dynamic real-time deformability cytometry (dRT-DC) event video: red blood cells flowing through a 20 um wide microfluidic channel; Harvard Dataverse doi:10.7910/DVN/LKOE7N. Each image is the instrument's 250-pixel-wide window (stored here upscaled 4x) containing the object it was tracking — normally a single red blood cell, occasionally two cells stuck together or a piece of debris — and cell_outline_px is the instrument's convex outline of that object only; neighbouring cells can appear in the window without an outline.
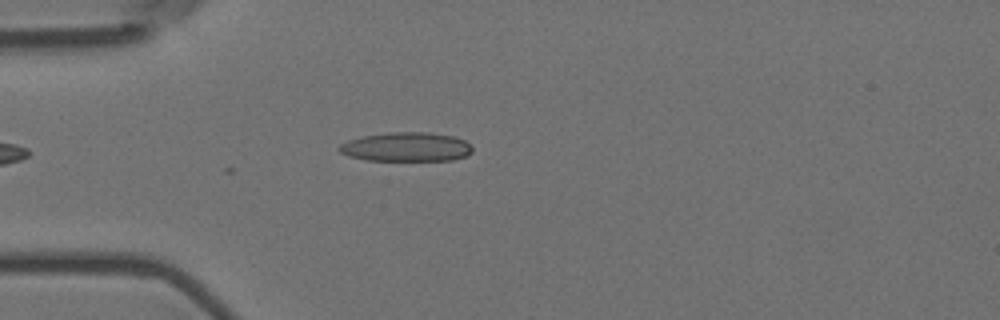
{"species": "Egyptian fruit bat (a non-hibernating species)", "species_latin": "Rousettus aegyptiacus", "temperature_condition": "room temperature", "stored_images_in_passage": 3, "camera_frame_rate_fps": 3000, "um_per_image_px": 0.085, "animal": {"sex": "female"}, "frame": {"image": 1, "passage_image": 1, "time_ms": 0.0, "image_size_px": [1000, 320], "cell_outline_px": [[472, 152], [468, 156], [452, 160], [368, 160], [348, 156], [340, 152], [336, 148], [340, 144], [348, 140], [360, 136], [392, 132], [424, 132], [452, 136], [464, 140], [472, 148]], "centroid_in_image_um": [34.5, 12.49], "position_along_channel_um": 50.5, "area_um2": 22.6}}